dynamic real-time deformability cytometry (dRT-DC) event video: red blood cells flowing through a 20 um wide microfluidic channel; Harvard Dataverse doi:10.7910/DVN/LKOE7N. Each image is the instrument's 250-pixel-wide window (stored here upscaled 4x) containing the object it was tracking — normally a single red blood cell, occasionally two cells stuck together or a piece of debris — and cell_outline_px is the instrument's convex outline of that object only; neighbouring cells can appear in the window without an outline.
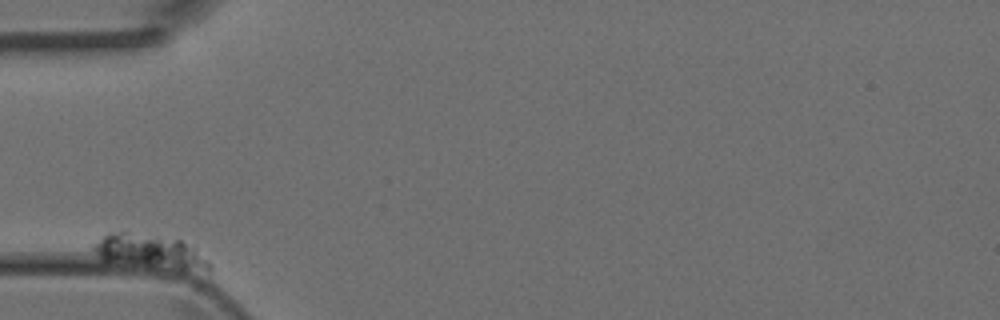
{"species": "Egyptian fruit bat (a non-hibernating species)", "species_latin": "Rousettus aegyptiacus", "temperature_condition": "room temperature", "stored_images_in_passage": 16, "camera_frame_rate_fps": 3000, "um_per_image_px": 0.085, "animal": {"sex": "female"}, "frame": {"image": 1, "passage_image": 1, "time_ms": 0.0, "image_size_px": [1000, 320], "cell_outline_px": [[212, 272], [208, 272], [104, 260], [92, 248], [92, 244], [108, 232], [120, 228], [124, 228], [180, 240], [196, 248], [212, 264]], "centroid_in_image_um": [12.75, 21.31], "position_along_channel_um": 72.3, "area_um2": 23.24}}
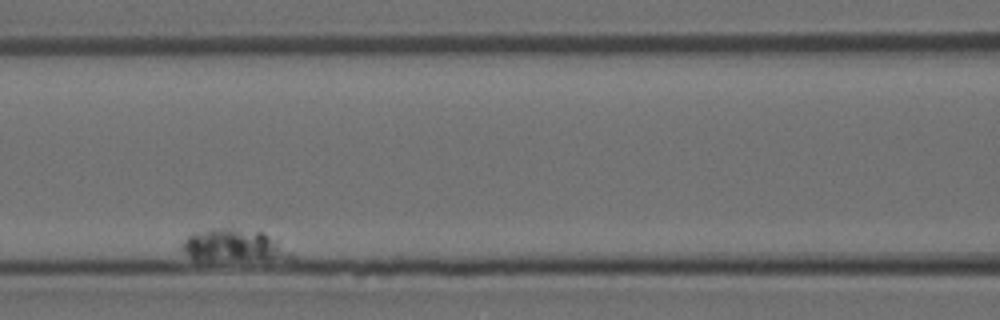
{"frame": {"image": 2, "passage_image": 4, "time_ms": 1.0, "image_size_px": [1000, 320], "cell_outline_px": [[296, 256], [268, 260], [196, 260], [188, 256], [180, 248], [184, 240], [192, 232], [208, 228], [232, 228], [264, 232], [276, 240], [292, 252]], "centroid_in_image_um": [19.82, 20.86], "position_along_channel_um": 146.8, "area_um2": 20.69}}
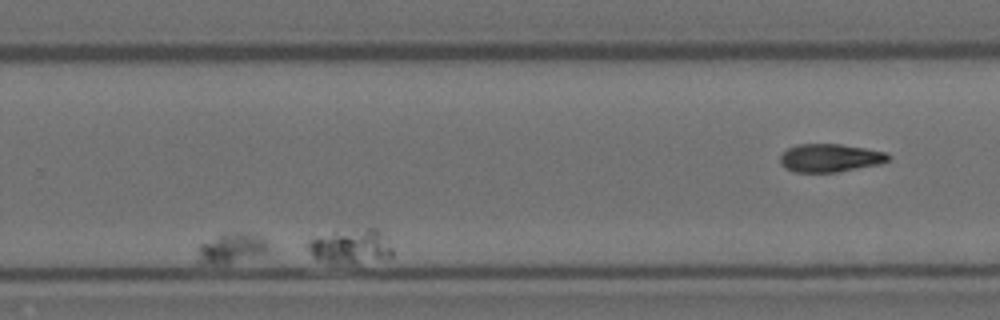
{"frame": {"image": 3, "passage_image": 11, "time_ms": 3.333, "image_size_px": [1000, 320], "cell_outline_px": [[268, 252], [224, 264], [204, 264], [196, 260], [196, 248], [200, 244], [224, 232], [248, 232], [260, 236], [268, 244]], "centroid_in_image_um": [19.6, 21.08], "position_along_channel_um": 310.2, "area_um2": 12.54}}